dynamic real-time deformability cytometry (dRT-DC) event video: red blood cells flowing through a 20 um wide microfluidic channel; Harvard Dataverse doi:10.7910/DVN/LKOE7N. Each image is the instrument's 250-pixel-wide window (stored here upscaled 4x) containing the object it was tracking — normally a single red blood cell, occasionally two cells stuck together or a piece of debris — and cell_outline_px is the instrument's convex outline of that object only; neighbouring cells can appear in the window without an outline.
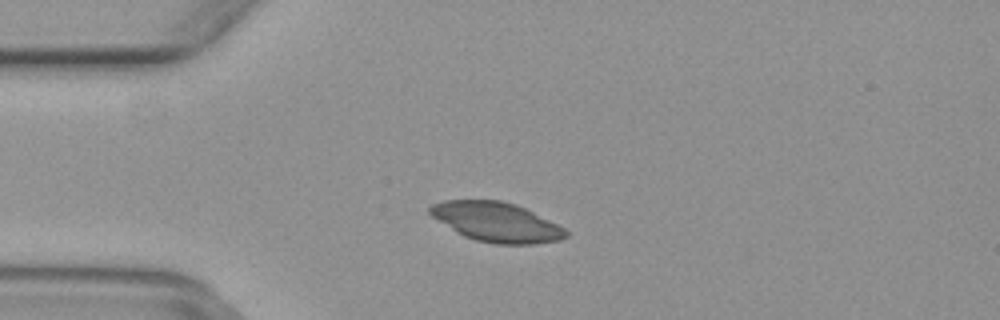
{"species": "common noctule bat (a hibernating species)", "species_latin": "Nyctalus noctula", "temperature_condition": "warm", "stored_images_in_passage": 46, "camera_frame_rate_fps": 3000, "um_per_image_px": 0.085, "animal": {"sex": "female", "body_mass_g": 29.2, "forearm_length_mm": 56.3}, "frame": {"image": 1, "passage_image": 9, "time_ms": 2.667, "image_size_px": [1000, 320], "cell_outline_px": [[568, 236], [560, 240], [536, 244], [496, 244], [476, 240], [464, 236], [456, 232], [432, 216], [428, 212], [428, 208], [432, 204], [444, 200], [500, 200], [516, 204], [564, 228], [568, 232]], "centroid_in_image_um": [42.18, 18.88], "position_along_channel_um": 42.8, "area_um2": 31.1}}
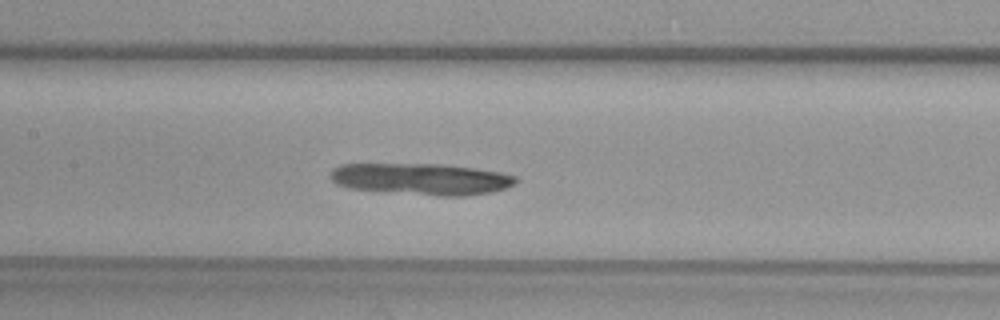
{"frame": {"image": 2, "passage_image": 20, "time_ms": 6.333, "image_size_px": [1000, 320], "cell_outline_px": [[520, 180], [516, 184], [492, 192], [464, 196], [436, 196], [384, 192], [348, 188], [336, 184], [328, 176], [332, 168], [340, 164], [444, 164], [476, 168], [500, 172], [516, 176]], "centroid_in_image_um": [35.8, 15.22], "position_along_channel_um": 171.6, "area_um2": 34.68}}
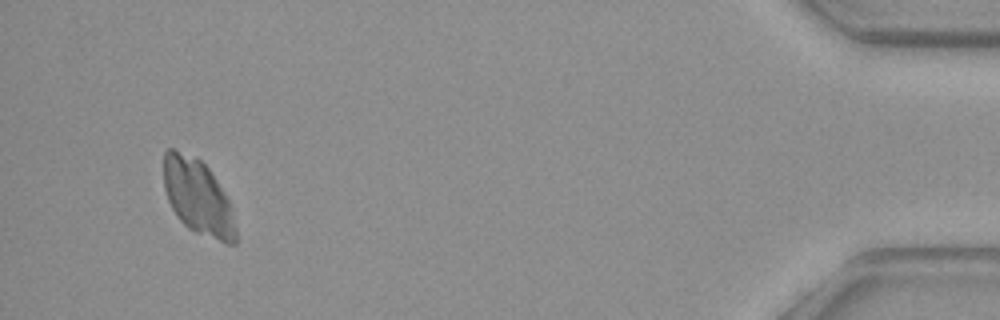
{"frame": {"image": 3, "passage_image": 44, "time_ms": 14.333, "image_size_px": [1000, 320], "cell_outline_px": [[236, 244], [228, 244], [196, 232], [188, 228], [180, 220], [172, 208], [168, 200], [164, 188], [164, 152], [168, 148], [172, 148], [200, 160], [208, 168], [224, 192], [228, 200], [236, 228]], "centroid_in_image_um": [16.81, 16.76], "position_along_channel_um": 418.4, "area_um2": 31.15}}